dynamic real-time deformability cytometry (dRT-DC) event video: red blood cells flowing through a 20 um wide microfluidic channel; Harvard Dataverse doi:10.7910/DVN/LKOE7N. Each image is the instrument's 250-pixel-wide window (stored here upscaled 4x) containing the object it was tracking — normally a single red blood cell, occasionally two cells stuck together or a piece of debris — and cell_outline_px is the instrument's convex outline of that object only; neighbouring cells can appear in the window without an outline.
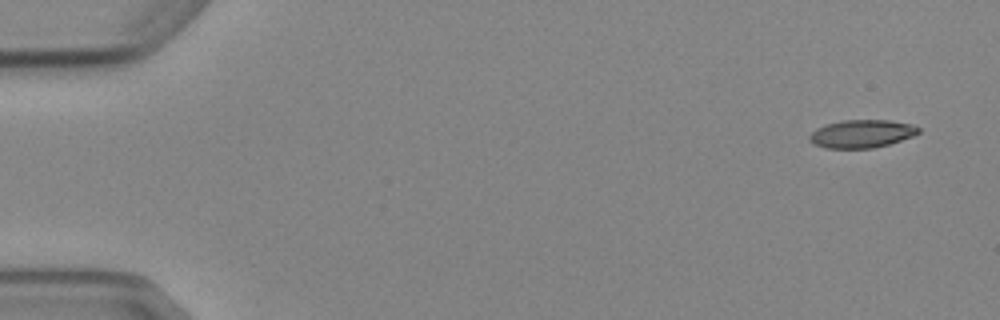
{"species": "Egyptian fruit bat (a non-hibernating species)", "species_latin": "Rousettus aegyptiacus", "temperature_condition": "cold", "stored_images_in_passage": 7, "camera_frame_rate_fps": 3000, "um_per_image_px": 0.085, "animal": {"sex": "female"}, "frame": {"image": 1, "passage_image": 1, "time_ms": 0.0, "image_size_px": [1000, 320], "cell_outline_px": [[920, 132], [912, 136], [888, 144], [872, 148], [824, 148], [808, 140], [808, 136], [816, 128], [840, 120], [888, 120], [912, 124], [920, 128]], "centroid_in_image_um": [73.23, 11.36], "position_along_channel_um": 11.8, "area_um2": 17.69}}
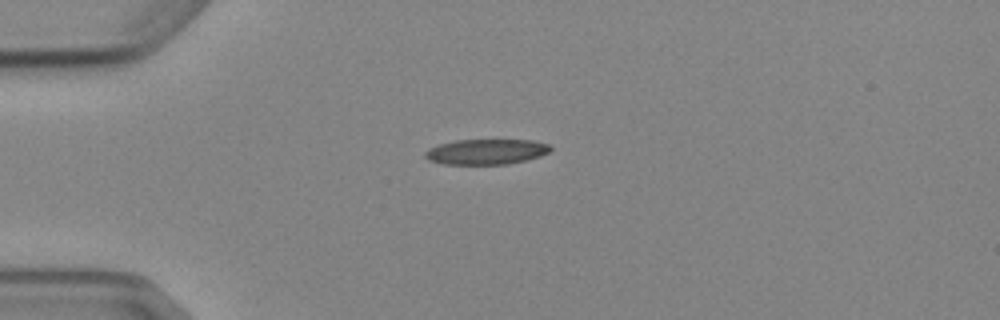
{"frame": {"image": 2, "passage_image": 4, "time_ms": 3.667, "image_size_px": [1000, 320], "cell_outline_px": [[552, 148], [548, 152], [540, 156], [528, 160], [508, 164], [444, 164], [428, 160], [424, 156], [424, 152], [428, 148], [440, 144], [456, 140], [532, 140], [548, 144]], "centroid_in_image_um": [41.32, 12.9], "position_along_channel_um": 43.7, "area_um2": 18.55}}
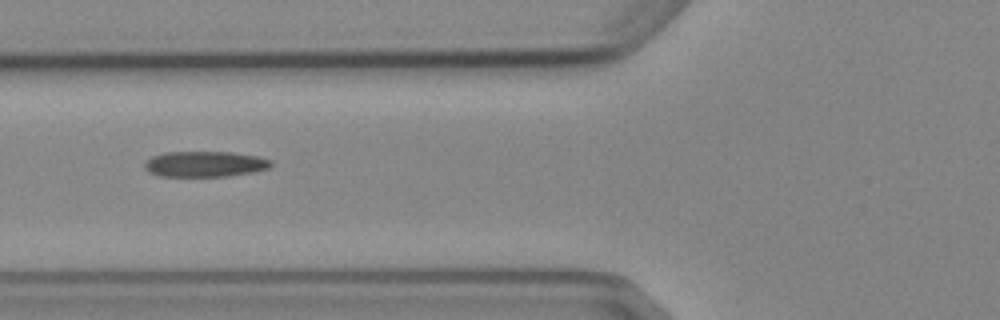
{"frame": {"image": 3, "passage_image": 6, "time_ms": 6.0, "image_size_px": [1000, 320], "cell_outline_px": [[272, 164], [268, 168], [252, 172], [228, 176], [160, 176], [148, 172], [144, 168], [144, 160], [152, 156], [164, 152], [232, 152], [256, 156], [272, 160]], "centroid_in_image_um": [17.37, 13.94], "position_along_channel_um": 108.4, "area_um2": 18.96}}